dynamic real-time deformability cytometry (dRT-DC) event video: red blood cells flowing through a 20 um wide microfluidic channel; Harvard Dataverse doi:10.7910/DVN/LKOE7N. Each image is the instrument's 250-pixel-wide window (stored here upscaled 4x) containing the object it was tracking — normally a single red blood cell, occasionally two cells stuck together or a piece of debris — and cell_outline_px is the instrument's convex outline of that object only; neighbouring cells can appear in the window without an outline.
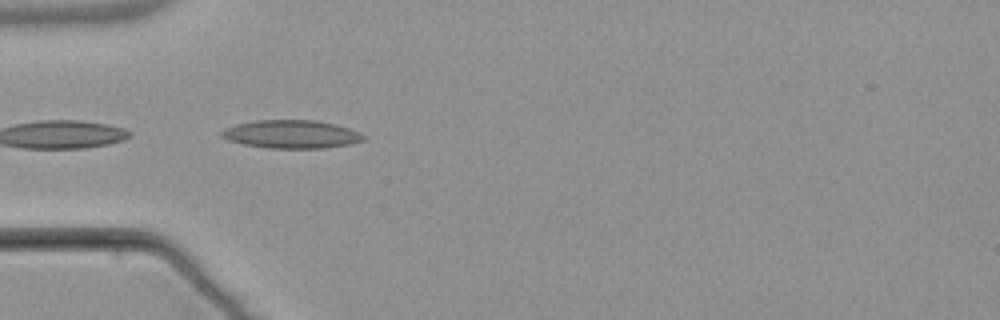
{"species": "common noctule bat (a hibernating species)", "species_latin": "Nyctalus noctula", "temperature_condition": "warm", "stored_images_in_passage": 5, "camera_frame_rate_fps": 3000, "um_per_image_px": 0.085, "animal": {"sex": "male", "body_mass_g": 21.5, "forearm_length_mm": 52.0}, "frame": {"image": 1, "passage_image": 2, "time_ms": 1.0, "image_size_px": [1000, 320], "cell_outline_px": [[364, 140], [348, 144], [324, 148], [268, 148], [244, 144], [228, 140], [220, 136], [220, 132], [224, 128], [236, 124], [256, 120], [316, 120], [336, 124], [360, 132], [364, 136]], "centroid_in_image_um": [24.74, 11.4], "position_along_channel_um": 60.3, "area_um2": 23.29}}
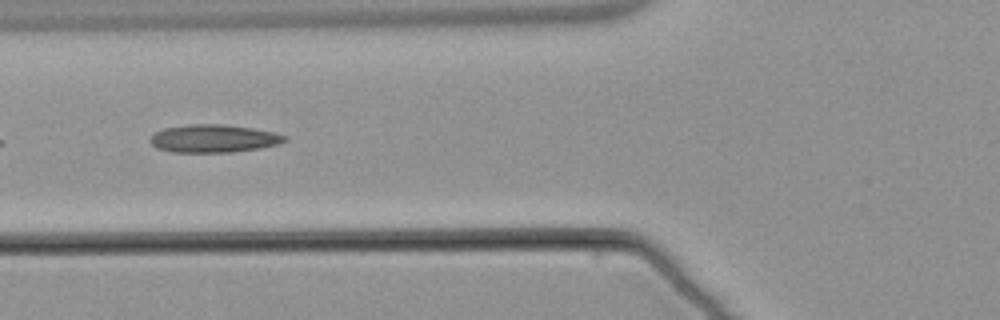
{"frame": {"image": 2, "passage_image": 3, "time_ms": 2.333, "image_size_px": [1000, 320], "cell_outline_px": [[288, 140], [280, 144], [260, 148], [232, 152], [172, 152], [156, 148], [148, 140], [156, 132], [164, 128], [188, 124], [224, 124], [252, 128], [272, 132], [288, 136]], "centroid_in_image_um": [18.17, 11.77], "position_along_channel_um": 107.6, "area_um2": 21.96}}